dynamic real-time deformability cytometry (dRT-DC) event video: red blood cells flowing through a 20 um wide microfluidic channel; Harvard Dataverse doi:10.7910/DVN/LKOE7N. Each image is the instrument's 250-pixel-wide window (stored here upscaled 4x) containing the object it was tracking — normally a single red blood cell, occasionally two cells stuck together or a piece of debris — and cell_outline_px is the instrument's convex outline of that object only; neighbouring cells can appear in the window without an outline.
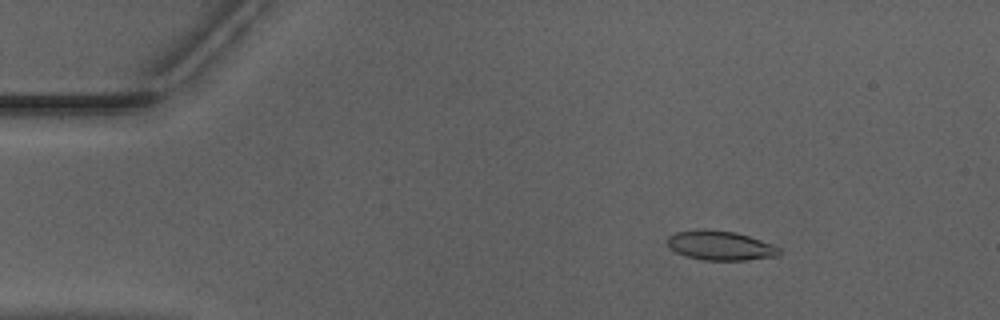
{"species": "Egyptian fruit bat (a non-hibernating species)", "species_latin": "Rousettus aegyptiacus", "temperature_condition": "warm", "stored_images_in_passage": 52, "camera_frame_rate_fps": 3000, "um_per_image_px": 0.085, "animal": {"sex": "male"}, "frame": {"image": 1, "passage_image": 8, "time_ms": 2.333, "image_size_px": [1000, 320], "cell_outline_px": [[780, 256], [744, 260], [704, 260], [688, 256], [676, 252], [668, 248], [664, 240], [668, 236], [676, 232], [704, 228], [736, 232], [760, 240], [780, 248]], "centroid_in_image_um": [61.17, 20.86], "position_along_channel_um": 23.8, "area_um2": 19.31}}
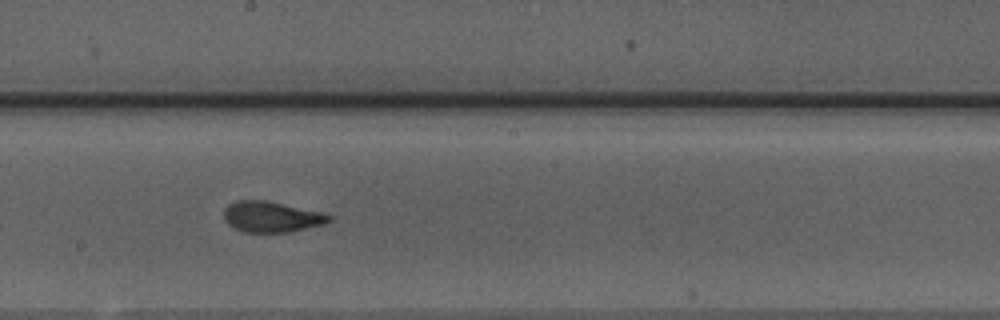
{"frame": {"image": 2, "passage_image": 29, "time_ms": 9.333, "image_size_px": [1000, 320], "cell_outline_px": [[332, 220], [324, 224], [288, 232], [244, 232], [228, 224], [224, 220], [224, 208], [228, 204], [236, 200], [264, 200], [324, 212], [332, 216]], "centroid_in_image_um": [23.08, 18.42], "position_along_channel_um": 225.1, "area_um2": 18.9}}
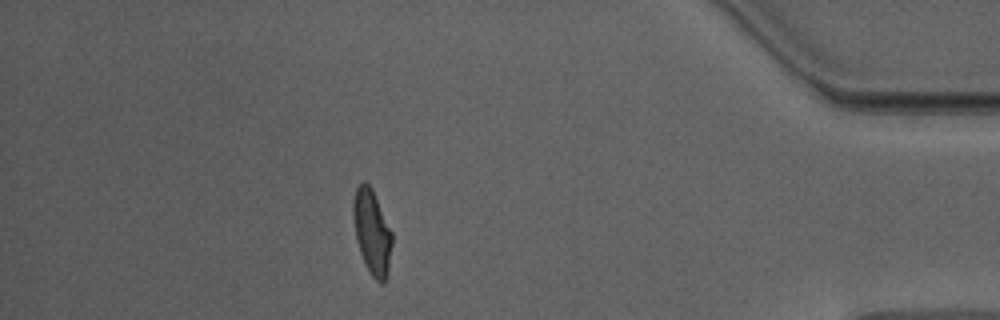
{"frame": {"image": 3, "passage_image": 46, "time_ms": 15.0, "image_size_px": [1000, 320], "cell_outline_px": [[392, 244], [388, 272], [384, 284], [380, 284], [372, 276], [364, 264], [356, 240], [352, 220], [352, 204], [356, 188], [364, 180], [372, 188], [392, 232]], "centroid_in_image_um": [31.6, 19.74], "position_along_channel_um": 403.6, "area_um2": 19.42}, "authors_computed_cell_mechanics": {"area_um2": 19.074, "velocity_mm_per_s": 3.9702, "shape_relaxation_time_tau1_ms": 7.628, "shape_relaxation_time_tau2_ms": 1.0811, "deformation_change_tau1": 0.2349, "deformation_change_tau2": 0.0827}}